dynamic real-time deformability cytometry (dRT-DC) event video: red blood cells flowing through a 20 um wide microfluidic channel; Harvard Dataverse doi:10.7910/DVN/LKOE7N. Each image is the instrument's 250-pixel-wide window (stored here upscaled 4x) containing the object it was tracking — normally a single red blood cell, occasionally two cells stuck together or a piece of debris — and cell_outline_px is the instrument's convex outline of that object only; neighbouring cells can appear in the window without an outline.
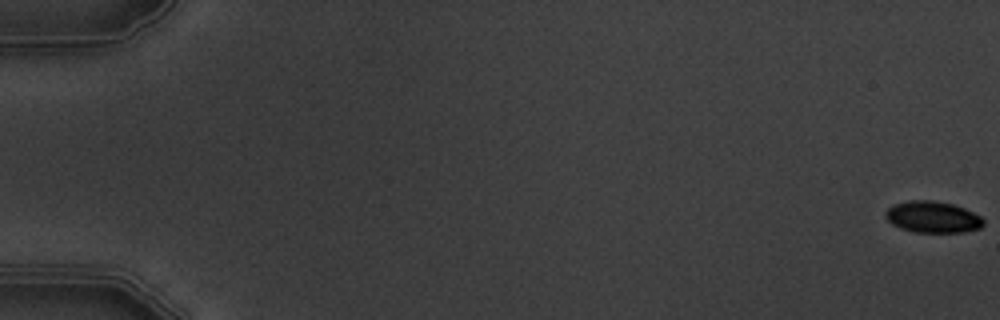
{"species": "common noctule bat (a hibernating species)", "species_latin": "Nyctalus noctula", "temperature_condition": "warm", "stored_images_in_passage": 5, "camera_frame_rate_fps": 3000, "um_per_image_px": 0.085, "animal": {"sex": "male", "body_mass_g": 19.5, "forearm_length_mm": 54.6}, "frame": {"image": 1, "passage_image": 1, "time_ms": 0.0, "image_size_px": [1000, 320], "cell_outline_px": [[984, 224], [980, 228], [964, 232], [912, 232], [900, 228], [892, 224], [884, 216], [884, 212], [888, 208], [896, 204], [912, 200], [932, 200], [952, 204], [964, 208], [980, 216], [984, 220]], "centroid_in_image_um": [79.27, 18.45], "position_along_channel_um": 5.7, "area_um2": 17.92}}